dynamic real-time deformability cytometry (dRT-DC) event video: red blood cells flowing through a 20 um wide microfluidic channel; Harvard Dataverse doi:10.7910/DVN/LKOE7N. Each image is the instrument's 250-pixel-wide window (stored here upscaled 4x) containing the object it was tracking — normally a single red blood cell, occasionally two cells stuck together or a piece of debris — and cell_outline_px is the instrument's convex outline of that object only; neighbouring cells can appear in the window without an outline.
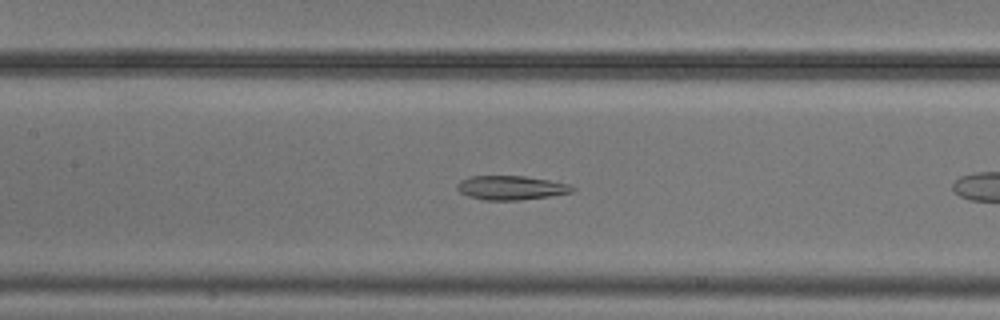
{"species": "common noctule bat (a hibernating species)", "species_latin": "Nyctalus noctula", "temperature_condition": "cold", "stored_images_in_passage": 15, "camera_frame_rate_fps": 3000, "um_per_image_px": 0.085, "animal": {"sex": "male", "body_mass_g": 20.5, "forearm_length_mm": 52.5}, "frame": {"image": 1, "passage_image": 11, "time_ms": 3.333, "image_size_px": [1000, 320], "cell_outline_px": [[576, 188], [572, 192], [548, 196], [520, 200], [484, 200], [468, 196], [460, 192], [456, 188], [456, 184], [460, 180], [472, 176], [524, 176], [548, 180], [568, 184]], "centroid_in_image_um": [43.4, 15.96], "position_along_channel_um": 164.0, "area_um2": 16.07}}